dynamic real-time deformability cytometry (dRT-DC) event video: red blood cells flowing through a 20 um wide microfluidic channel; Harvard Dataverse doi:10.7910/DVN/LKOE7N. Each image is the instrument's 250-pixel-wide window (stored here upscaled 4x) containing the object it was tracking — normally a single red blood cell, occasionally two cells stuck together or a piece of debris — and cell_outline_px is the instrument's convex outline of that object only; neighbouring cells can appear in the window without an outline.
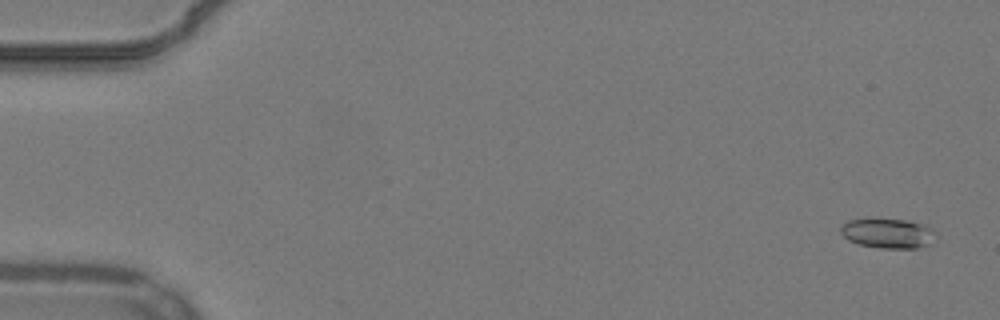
{"species": "common noctule bat (a hibernating species)", "species_latin": "Nyctalus noctula", "temperature_condition": "warm", "stored_images_in_passage": 55, "camera_frame_rate_fps": 3000, "um_per_image_px": 0.085, "animal": {"sex": "male", "body_mass_g": 19.2, "forearm_length_mm": 51.8}, "frame": {"image": 1, "passage_image": 3, "time_ms": 0.667, "image_size_px": [1000, 320], "cell_outline_px": [[936, 232], [928, 244], [916, 248], [880, 248], [860, 244], [848, 240], [840, 232], [840, 228], [848, 220], [876, 216], [904, 220], [920, 224]], "centroid_in_image_um": [75.37, 19.79], "position_along_channel_um": 9.6, "area_um2": 16.59}}
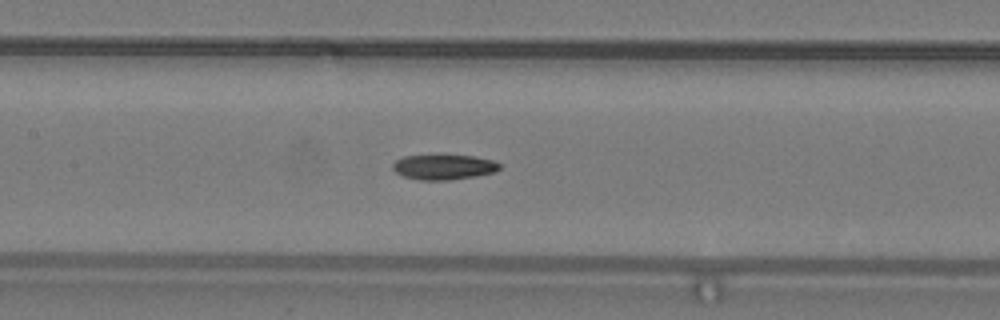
{"frame": {"image": 2, "passage_image": 27, "time_ms": 8.667, "image_size_px": [1000, 320], "cell_outline_px": [[500, 168], [496, 172], [476, 176], [448, 180], [420, 180], [404, 176], [396, 172], [392, 168], [392, 164], [396, 160], [404, 156], [472, 156], [492, 160], [500, 164]], "centroid_in_image_um": [37.72, 14.21], "position_along_channel_um": 169.7, "area_um2": 15.37}}
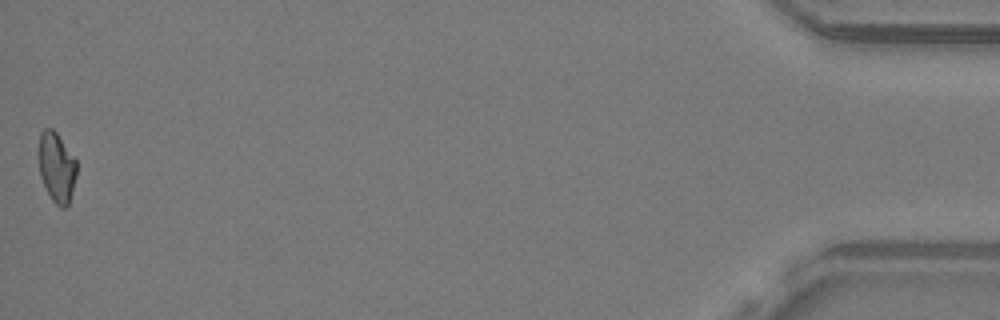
{"frame": {"image": 3, "passage_image": 55, "time_ms": 18.0, "image_size_px": [1000, 320], "cell_outline_px": [[76, 176], [68, 204], [64, 208], [60, 208], [52, 200], [40, 176], [36, 152], [40, 132], [44, 128], [52, 128], [56, 132], [76, 160]], "centroid_in_image_um": [4.76, 14.17], "position_along_channel_um": 430.4, "area_um2": 15.66}}